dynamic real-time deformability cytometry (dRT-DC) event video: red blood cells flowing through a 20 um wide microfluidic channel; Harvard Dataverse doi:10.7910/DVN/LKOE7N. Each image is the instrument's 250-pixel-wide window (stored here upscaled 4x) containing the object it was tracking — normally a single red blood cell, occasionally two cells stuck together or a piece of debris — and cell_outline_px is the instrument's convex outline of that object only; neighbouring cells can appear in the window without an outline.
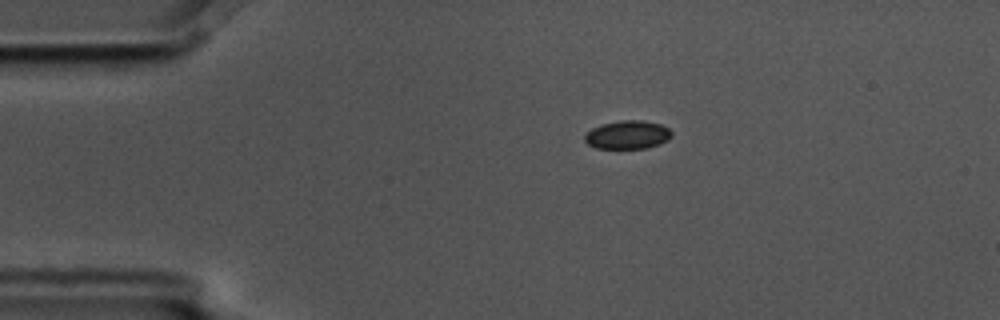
{"species": "common noctule bat (a hibernating species)", "species_latin": "Nyctalus noctula", "temperature_condition": "cold", "stored_images_in_passage": 5, "camera_frame_rate_fps": 3000, "um_per_image_px": 0.085, "animal": {"sex": "male", "body_mass_g": 17.5, "forearm_length_mm": 52.3}, "frame": {"image": 1, "passage_image": 5, "time_ms": 1.333, "image_size_px": [1000, 320], "cell_outline_px": [[672, 136], [668, 140], [660, 144], [648, 148], [596, 148], [588, 144], [584, 140], [584, 136], [592, 128], [600, 124], [620, 120], [644, 120], [660, 124], [668, 128], [672, 132]], "centroid_in_image_um": [53.36, 11.45], "position_along_channel_um": 31.6, "area_um2": 14.51}}